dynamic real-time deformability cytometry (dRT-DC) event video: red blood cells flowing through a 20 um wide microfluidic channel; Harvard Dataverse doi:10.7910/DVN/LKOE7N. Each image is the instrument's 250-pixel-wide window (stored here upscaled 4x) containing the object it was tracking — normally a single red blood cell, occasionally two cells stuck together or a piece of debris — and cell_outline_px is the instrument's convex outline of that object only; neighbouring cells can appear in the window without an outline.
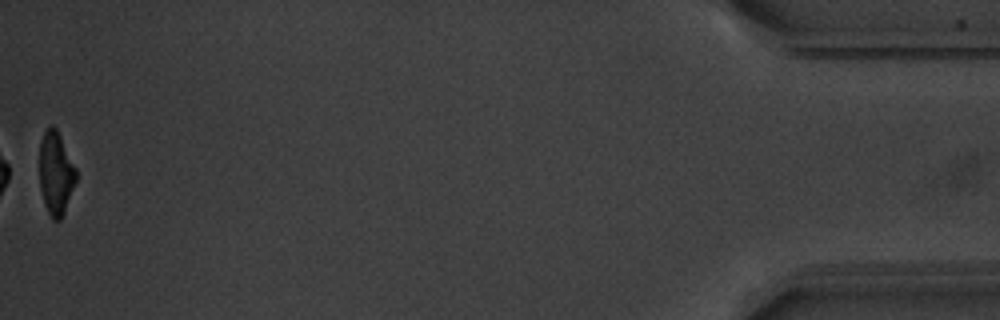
{"species": "common noctule bat (a hibernating species)", "species_latin": "Nyctalus noctula", "temperature_condition": "warm", "stored_images_in_passage": 39, "camera_frame_rate_fps": 3000, "um_per_image_px": 0.085, "animal": {"sex": "male", "body_mass_g": 20.1, "forearm_length_mm": 53.5}, "frame": {"image": 1, "passage_image": 39, "time_ms": 12.667, "image_size_px": [1000, 320], "cell_outline_px": [[76, 180], [64, 212], [60, 220], [52, 220], [44, 204], [40, 188], [40, 140], [44, 132], [52, 124], [56, 128], [76, 168]], "centroid_in_image_um": [4.73, 14.73], "position_along_channel_um": 430.5, "area_um2": 17.51}, "authors_computed_cell_mechanics": {"area_um2": 19.5364, "velocity_mm_per_s": 3.7905, "shape_relaxation_time_tau1_ms": 3.3477, "shape_relaxation_time_tau2_ms": 2.295, "deformation_change_tau1": 0.1705, "deformation_change_tau2": 0.1004}}